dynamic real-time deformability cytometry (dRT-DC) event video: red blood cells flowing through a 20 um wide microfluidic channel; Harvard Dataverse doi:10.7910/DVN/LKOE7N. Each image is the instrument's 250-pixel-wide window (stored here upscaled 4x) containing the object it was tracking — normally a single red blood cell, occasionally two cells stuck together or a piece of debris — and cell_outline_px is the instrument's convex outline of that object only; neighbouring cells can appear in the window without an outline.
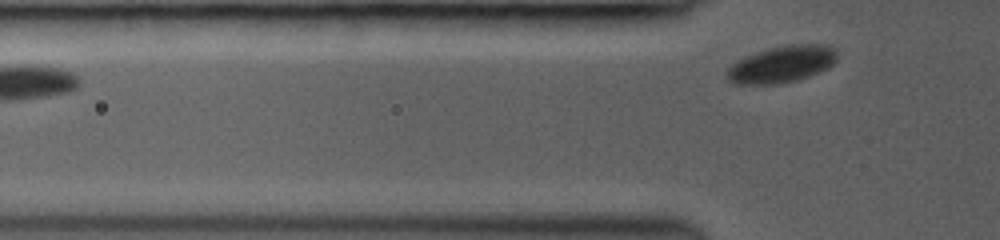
{"species": "common noctule bat (a hibernating species)", "species_latin": "Nyctalus noctula", "temperature_condition": "room temperature", "stored_images_in_passage": 5, "segment_of_instrument_passage": [2, 2], "camera_frame_rate_fps": 3000, "um_per_image_px": 0.085, "animal": {"sex": "female", "body_mass_g": 19.0, "forearm_length_mm": 53.3}, "frame": {"image": 1, "passage_image": 5, "time_ms": 2.333, "image_size_px": [1000, 240], "cell_outline_px": [[836, 60], [828, 68], [820, 72], [796, 80], [776, 84], [732, 84], [724, 76], [724, 72], [732, 64], [744, 56], [768, 48], [792, 44], [824, 44], [832, 48], [836, 52]], "centroid_in_image_um": [66.39, 5.47], "position_along_channel_um": 59.4, "area_um2": 23.7}}